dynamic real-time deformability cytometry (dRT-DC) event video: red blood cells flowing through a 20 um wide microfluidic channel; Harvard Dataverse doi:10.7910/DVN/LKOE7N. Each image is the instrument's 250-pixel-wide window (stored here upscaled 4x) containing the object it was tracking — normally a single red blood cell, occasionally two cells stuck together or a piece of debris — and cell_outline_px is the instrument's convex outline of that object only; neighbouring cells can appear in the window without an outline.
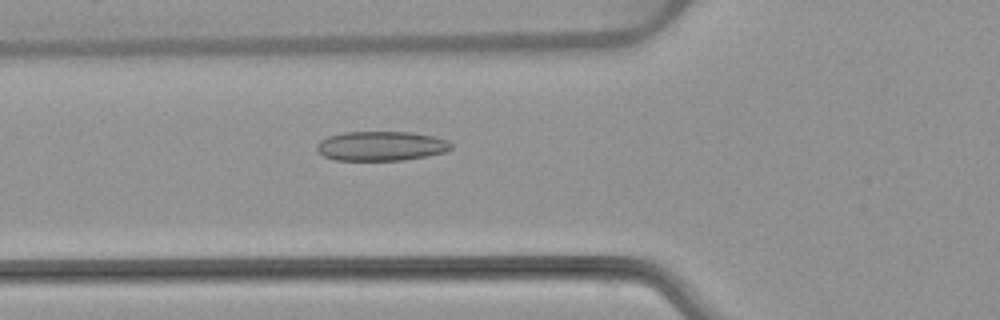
{"species": "common noctule bat (a hibernating species)", "species_latin": "Nyctalus noctula", "temperature_condition": "warm", "stored_images_in_passage": 53, "camera_frame_rate_fps": 3000, "um_per_image_px": 0.085, "animal": {"sex": "female", "body_mass_g": 22.7, "forearm_length_mm": 54.2}, "frame": {"image": 1, "passage_image": 19, "time_ms": 6.0, "image_size_px": [1000, 320], "cell_outline_px": [[452, 148], [444, 152], [428, 156], [404, 160], [336, 160], [324, 156], [316, 148], [316, 144], [320, 140], [328, 136], [344, 132], [412, 132], [436, 136], [448, 140], [452, 144]], "centroid_in_image_um": [32.42, 12.4], "position_along_channel_um": 93.4, "area_um2": 23.24}}
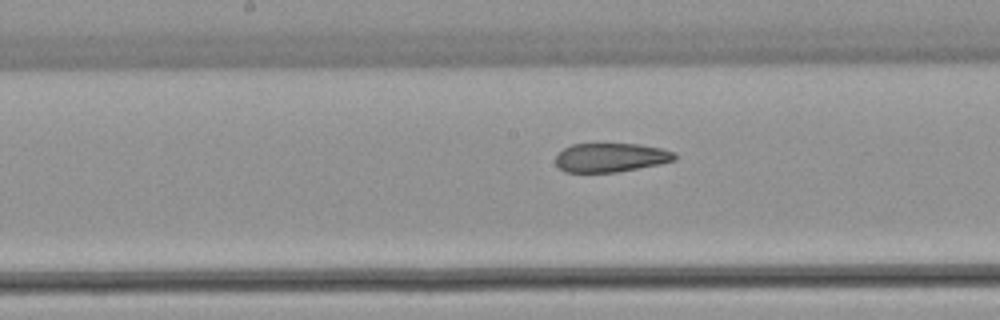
{"frame": {"image": 2, "passage_image": 27, "time_ms": 8.667, "image_size_px": [1000, 320], "cell_outline_px": [[676, 160], [660, 164], [616, 172], [564, 172], [556, 164], [556, 156], [564, 148], [572, 144], [640, 144], [660, 148], [676, 152]], "centroid_in_image_um": [51.93, 13.39], "position_along_channel_um": 196.3, "area_um2": 20.06}}
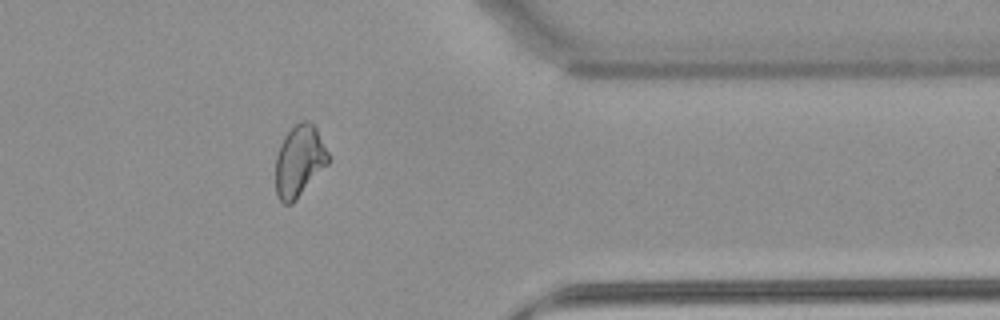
{"frame": {"image": 3, "passage_image": 43, "time_ms": 14.0, "image_size_px": [1000, 320], "cell_outline_px": [[332, 156], [328, 164], [296, 200], [292, 204], [284, 204], [276, 196], [276, 156], [280, 144], [284, 136], [300, 120], [308, 120], [316, 128]], "centroid_in_image_um": [25.46, 13.68], "position_along_channel_um": 385.9, "area_um2": 22.2}, "authors_computed_cell_mechanics": {"area_um2": 22.8888, "velocity_mm_per_s": 3.8389, "shape_relaxation_time_tau1_ms": null, "shape_relaxation_time_tau2_ms": 1.7605, "deformation_change_tau1": null, "deformation_change_tau2": 0.0873}}